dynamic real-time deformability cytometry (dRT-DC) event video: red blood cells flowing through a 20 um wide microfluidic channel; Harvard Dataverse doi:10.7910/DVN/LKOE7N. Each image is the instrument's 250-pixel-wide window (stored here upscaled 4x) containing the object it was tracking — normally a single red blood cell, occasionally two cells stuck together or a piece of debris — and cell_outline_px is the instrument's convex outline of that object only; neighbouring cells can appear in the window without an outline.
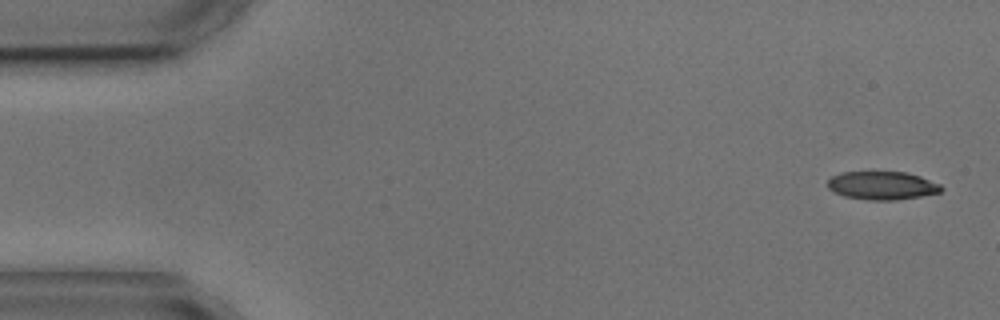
{"species": "common noctule bat (a hibernating species)", "species_latin": "Nyctalus noctula", "temperature_condition": "cold", "stored_images_in_passage": 3, "camera_frame_rate_fps": 3000, "um_per_image_px": 0.085, "animal": {"sex": "male", "body_mass_g": 17.9, "forearm_length_mm": 54.2}, "frame": {"image": 1, "passage_image": 1, "time_ms": 0.0, "image_size_px": [1000, 320], "cell_outline_px": [[944, 188], [940, 192], [920, 196], [896, 200], [868, 200], [844, 196], [832, 192], [828, 188], [828, 180], [832, 176], [840, 172], [904, 172], [920, 176], [940, 184]], "centroid_in_image_um": [74.96, 15.77], "position_along_channel_um": 10.0, "area_um2": 18.73}}